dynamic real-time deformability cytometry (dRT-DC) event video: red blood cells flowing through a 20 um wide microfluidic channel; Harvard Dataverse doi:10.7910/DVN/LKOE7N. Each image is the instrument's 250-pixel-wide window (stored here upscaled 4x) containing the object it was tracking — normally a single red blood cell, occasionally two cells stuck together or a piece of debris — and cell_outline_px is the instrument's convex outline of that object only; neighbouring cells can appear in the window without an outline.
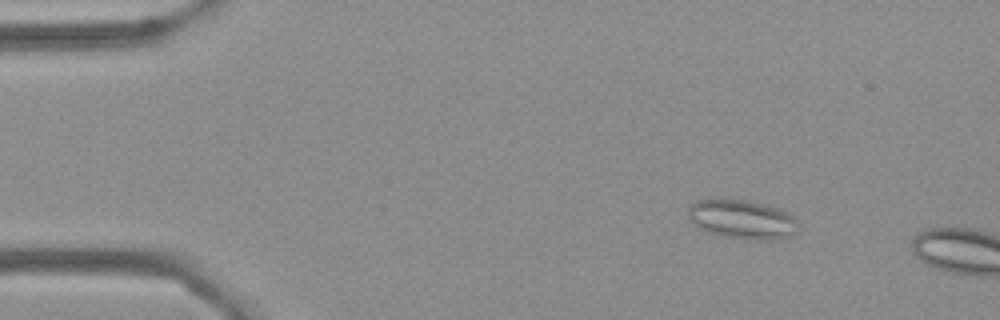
{"species": "Egyptian fruit bat (a non-hibernating species)", "species_latin": "Rousettus aegyptiacus", "temperature_condition": "cold", "stored_images_in_passage": 4, "camera_frame_rate_fps": 3000, "um_per_image_px": 0.085, "frame": {"image": 1, "passage_image": 1, "time_ms": 0.0, "image_size_px": [1000, 320], "cell_outline_px": [[800, 228], [792, 236], [748, 240], [720, 236], [708, 232], [692, 224], [688, 220], [688, 208], [696, 200], [744, 200], [764, 204], [788, 212], [800, 224]], "centroid_in_image_um": [63.07, 18.66], "position_along_channel_um": 21.9, "area_um2": 24.97}}